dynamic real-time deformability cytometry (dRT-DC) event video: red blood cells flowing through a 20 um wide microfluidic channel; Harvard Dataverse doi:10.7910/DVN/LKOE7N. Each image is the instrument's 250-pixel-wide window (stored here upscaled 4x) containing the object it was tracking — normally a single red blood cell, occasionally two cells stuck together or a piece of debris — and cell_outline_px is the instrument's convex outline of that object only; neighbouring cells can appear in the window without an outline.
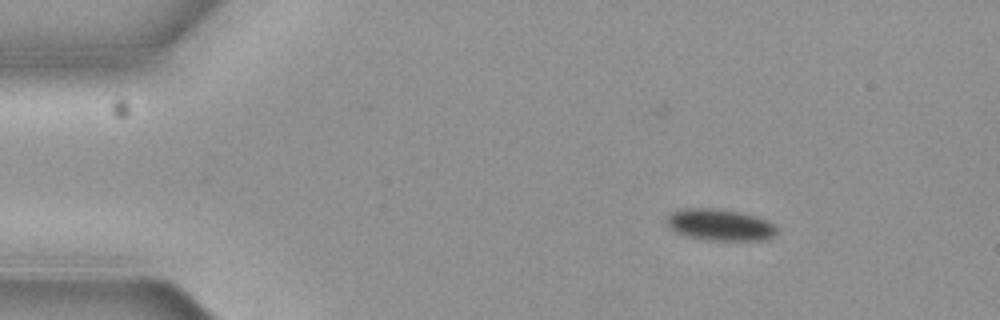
{"species": "common noctule bat (a hibernating species)", "species_latin": "Nyctalus noctula", "temperature_condition": "cold", "stored_images_in_passage": 8, "camera_frame_rate_fps": 3000, "um_per_image_px": 0.085, "animal": {"sex": "female", "body_mass_g": 19.3, "forearm_length_mm": 54.1}, "frame": {"image": 1, "passage_image": 1, "time_ms": 0.0, "image_size_px": [1000, 320], "cell_outline_px": [[776, 236], [764, 240], [704, 240], [688, 236], [676, 232], [668, 228], [664, 220], [664, 216], [680, 208], [720, 208], [740, 212], [756, 216], [768, 220], [776, 224]], "centroid_in_image_um": [61.16, 19.1], "position_along_channel_um": 23.8, "area_um2": 20.81}}
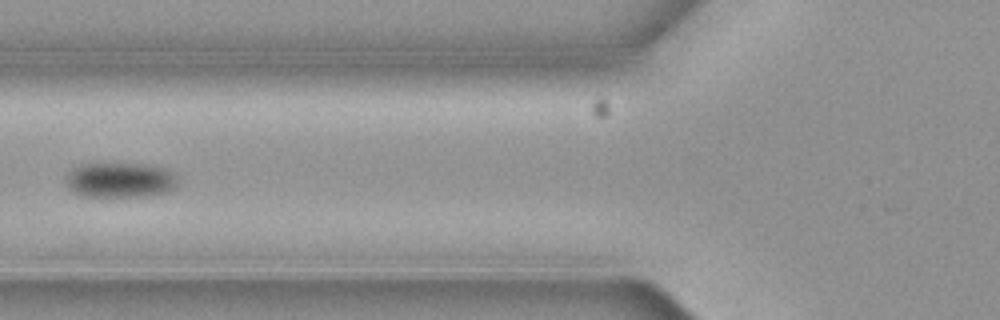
{"frame": {"image": 2, "passage_image": 5, "time_ms": 1.333, "image_size_px": [1000, 320], "cell_outline_px": [[176, 188], [168, 192], [148, 196], [84, 196], [72, 192], [68, 188], [64, 180], [64, 176], [68, 172], [80, 164], [96, 160], [100, 160], [148, 164], [168, 168], [176, 172]], "centroid_in_image_um": [10.18, 15.24], "position_along_channel_um": 115.6, "area_um2": 24.33}}
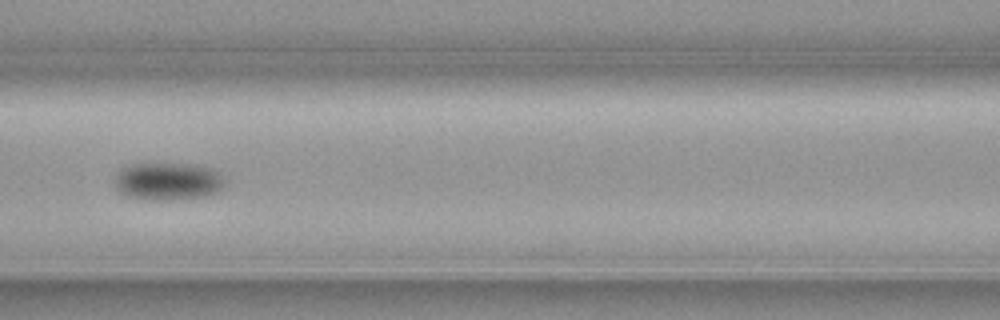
{"frame": {"image": 3, "passage_image": 6, "time_ms": 1.667, "image_size_px": [1000, 320], "cell_outline_px": [[228, 184], [224, 188], [216, 192], [204, 196], [168, 200], [152, 200], [124, 196], [116, 188], [116, 172], [120, 168], [132, 164], [152, 160], [196, 164], [216, 168], [224, 176]], "centroid_in_image_um": [14.31, 15.34], "position_along_channel_um": 152.3, "area_um2": 25.61}}